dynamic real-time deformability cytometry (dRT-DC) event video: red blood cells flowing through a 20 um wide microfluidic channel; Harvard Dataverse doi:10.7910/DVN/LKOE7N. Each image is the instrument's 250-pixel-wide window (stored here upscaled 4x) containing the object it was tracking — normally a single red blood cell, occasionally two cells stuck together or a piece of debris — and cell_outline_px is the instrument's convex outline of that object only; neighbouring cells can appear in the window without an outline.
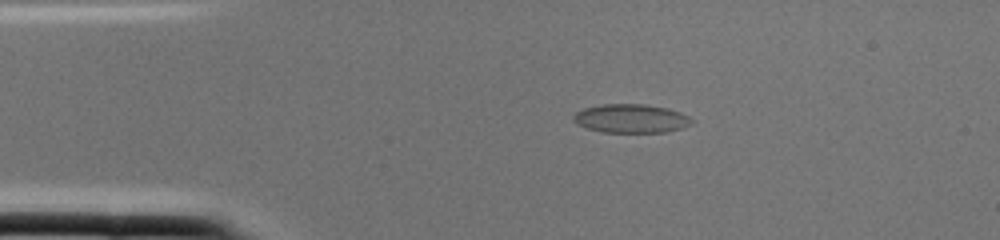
{"species": "common noctule bat (a hibernating species)", "species_latin": "Nyctalus noctula", "temperature_condition": "cold", "stored_images_in_passage": 1, "camera_frame_rate_fps": 3000, "um_per_image_px": 0.085, "animal": {"sex": "female", "body_mass_g": 22.0, "forearm_length_mm": 56.7}, "frame": {"image": 1, "passage_image": 1, "time_ms": 0.0, "image_size_px": [1000, 240], "cell_outline_px": [[692, 124], [680, 128], [664, 132], [600, 132], [576, 124], [572, 120], [572, 116], [576, 112], [584, 108], [604, 104], [644, 104], [668, 108], [680, 112], [688, 116], [692, 120]], "centroid_in_image_um": [53.6, 10.07], "position_along_channel_um": 31.4, "area_um2": 19.77}}